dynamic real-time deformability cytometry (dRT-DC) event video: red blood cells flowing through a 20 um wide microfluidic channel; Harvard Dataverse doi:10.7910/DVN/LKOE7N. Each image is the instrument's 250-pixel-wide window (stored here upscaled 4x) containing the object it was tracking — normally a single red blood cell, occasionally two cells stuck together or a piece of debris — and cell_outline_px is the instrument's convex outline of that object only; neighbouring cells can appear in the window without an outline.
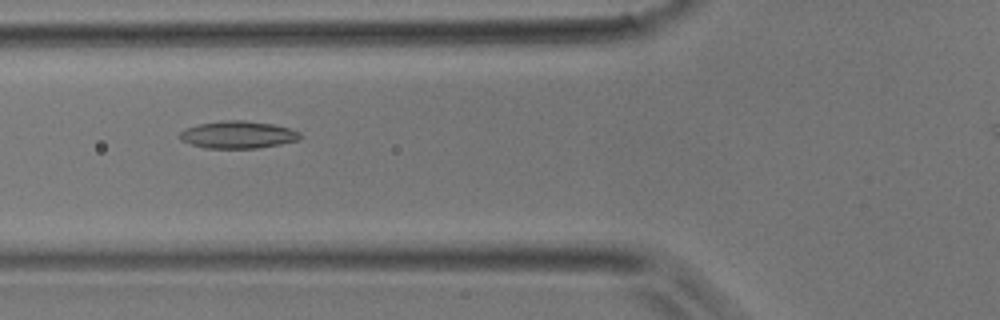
{"species": "common noctule bat (a hibernating species)", "species_latin": "Nyctalus noctula", "temperature_condition": "room temperature", "stored_images_in_passage": 33, "camera_frame_rate_fps": 3000, "um_per_image_px": 0.085, "animal": {"sex": "male", "body_mass_g": 17.9}, "frame": {"image": 1, "passage_image": 9, "time_ms": 2.667, "image_size_px": [1000, 320], "cell_outline_px": [[300, 136], [296, 140], [280, 144], [260, 148], [204, 148], [180, 140], [180, 132], [188, 128], [200, 124], [220, 120], [244, 120], [272, 124], [292, 128], [300, 132]], "centroid_in_image_um": [20.24, 11.45], "position_along_channel_um": 105.6, "area_um2": 19.07}}
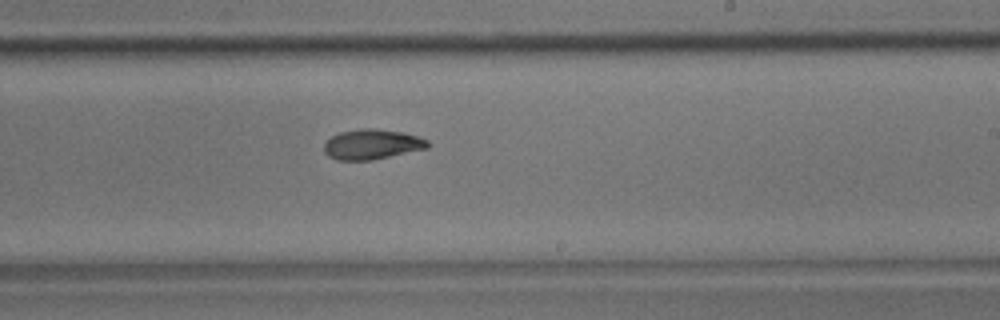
{"frame": {"image": 2, "passage_image": 19, "time_ms": 6.0, "image_size_px": [1000, 320], "cell_outline_px": [[432, 144], [428, 148], [372, 160], [336, 160], [328, 156], [324, 152], [324, 144], [332, 136], [340, 132], [360, 128], [376, 128], [404, 132], [420, 136], [428, 140]], "centroid_in_image_um": [31.66, 12.26], "position_along_channel_um": 257.3, "area_um2": 18.44}}
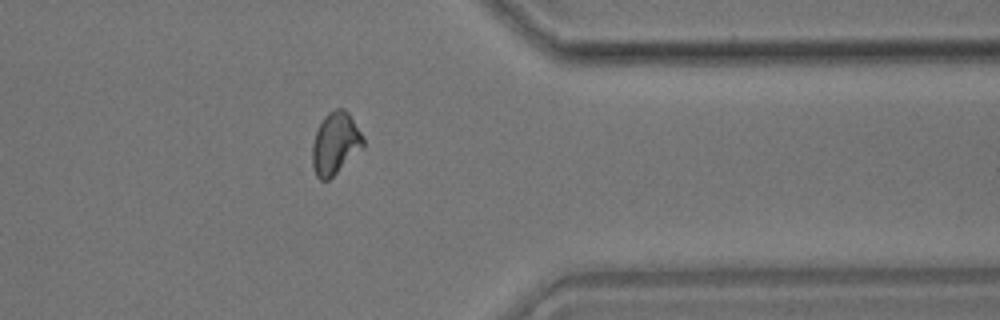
{"frame": {"image": 3, "passage_image": 28, "time_ms": 9.0, "image_size_px": [1000, 320], "cell_outline_px": [[364, 148], [328, 180], [320, 180], [316, 176], [312, 168], [312, 144], [316, 132], [324, 116], [328, 112], [336, 108], [344, 108], [348, 112], [360, 132], [364, 140]], "centroid_in_image_um": [28.49, 12.2], "position_along_channel_um": 382.9, "area_um2": 18.44}}